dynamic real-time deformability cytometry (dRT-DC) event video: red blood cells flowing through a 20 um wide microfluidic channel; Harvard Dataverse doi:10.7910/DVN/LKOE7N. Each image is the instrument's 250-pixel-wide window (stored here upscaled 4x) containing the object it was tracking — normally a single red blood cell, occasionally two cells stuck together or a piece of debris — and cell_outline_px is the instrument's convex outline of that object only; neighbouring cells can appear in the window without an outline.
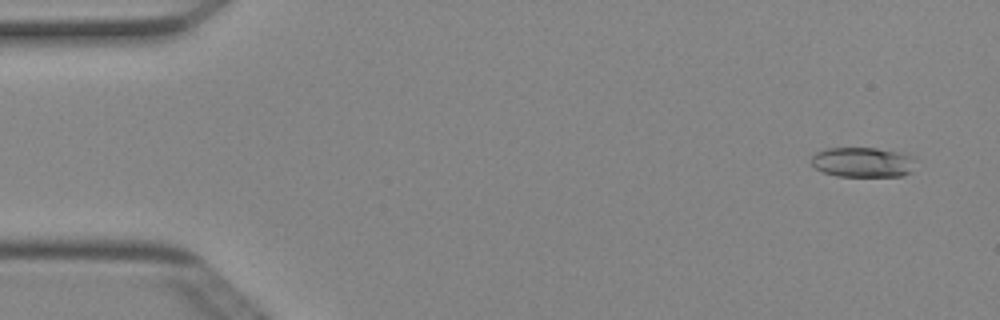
{"species": "Egyptian fruit bat (a non-hibernating species)", "species_latin": "Rousettus aegyptiacus", "temperature_condition": "cold", "stored_images_in_passage": 50, "camera_frame_rate_fps": 3000, "um_per_image_px": 0.085, "animal": {"sex": "female"}, "frame": {"image": 1, "passage_image": 3, "time_ms": 0.667, "image_size_px": [1000, 320], "cell_outline_px": [[916, 156], [912, 172], [904, 176], [836, 176], [824, 172], [816, 168], [812, 164], [812, 156], [816, 152], [828, 148], [876, 148]], "centroid_in_image_um": [73.37, 13.79], "position_along_channel_um": 11.6, "area_um2": 18.26}}
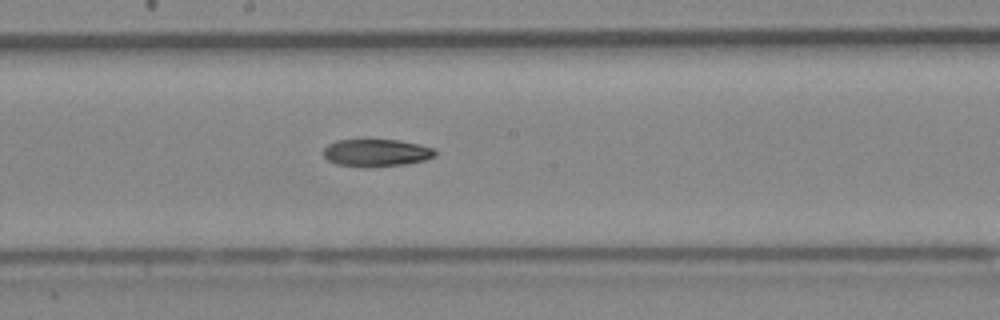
{"frame": {"image": 2, "passage_image": 27, "time_ms": 8.667, "image_size_px": [1000, 320], "cell_outline_px": [[436, 156], [424, 160], [404, 164], [336, 164], [328, 160], [324, 156], [324, 148], [328, 144], [336, 140], [400, 140], [420, 144], [436, 148]], "centroid_in_image_um": [32.05, 12.93], "position_along_channel_um": 216.2, "area_um2": 17.05}}
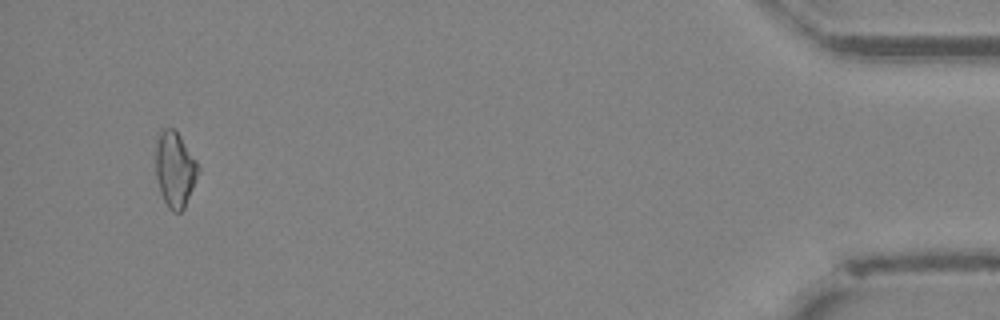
{"frame": {"image": 3, "passage_image": 48, "time_ms": 15.667, "image_size_px": [1000, 320], "cell_outline_px": [[200, 172], [184, 208], [180, 212], [172, 212], [168, 208], [160, 192], [156, 176], [156, 140], [160, 132], [164, 128], [172, 128], [180, 136], [200, 164]], "centroid_in_image_um": [14.89, 14.4], "position_along_channel_um": 420.3, "area_um2": 18.84}}